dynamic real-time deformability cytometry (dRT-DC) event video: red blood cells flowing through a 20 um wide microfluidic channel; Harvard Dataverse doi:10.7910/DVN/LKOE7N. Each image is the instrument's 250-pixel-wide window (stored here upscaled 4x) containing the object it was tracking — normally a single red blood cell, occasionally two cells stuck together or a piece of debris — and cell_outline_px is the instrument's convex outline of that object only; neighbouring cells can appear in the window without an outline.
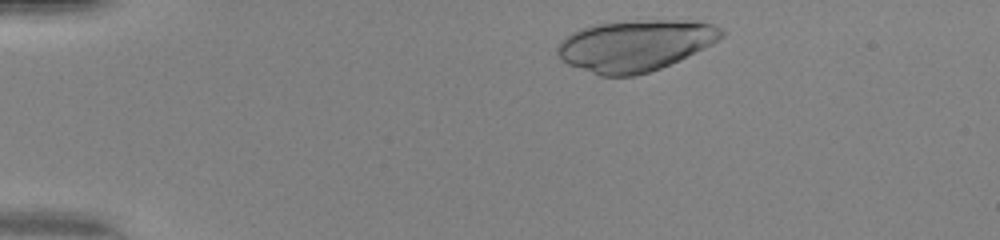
{"species": "human", "species_latin": "Homo sapiens", "temperature_condition": "warm", "stored_images_in_passage": 43, "camera_frame_rate_fps": 3000, "um_per_image_px": 0.085, "donor": {"sex": "female"}, "frame": {"image": 1, "passage_image": 3, "time_ms": 0.667, "image_size_px": [1000, 240], "cell_outline_px": [[724, 36], [720, 40], [704, 48], [660, 68], [636, 76], [600, 76], [568, 64], [560, 60], [556, 52], [556, 48], [560, 40], [572, 32], [580, 28], [600, 24], [652, 20], [700, 20], [724, 28]], "centroid_in_image_um": [54.0, 3.86], "position_along_channel_um": 31.0, "area_um2": 49.01}}
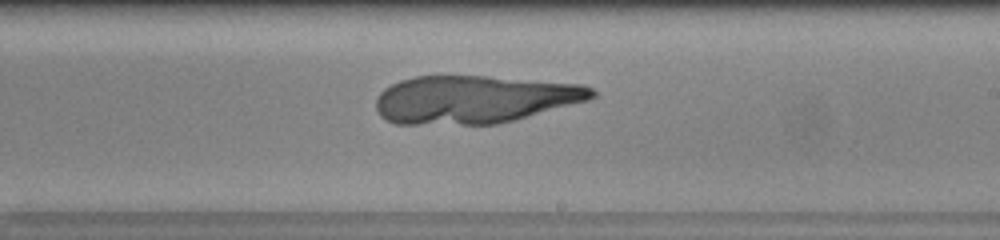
{"frame": {"image": 2, "passage_image": 24, "time_ms": 7.667, "image_size_px": [1000, 240], "cell_outline_px": [[596, 96], [588, 100], [512, 120], [496, 124], [396, 124], [380, 116], [376, 108], [376, 100], [380, 92], [384, 88], [400, 80], [416, 76], [488, 76], [584, 84], [592, 88], [596, 92]], "centroid_in_image_um": [40.3, 8.44], "position_along_channel_um": 248.7, "area_um2": 60.17}}
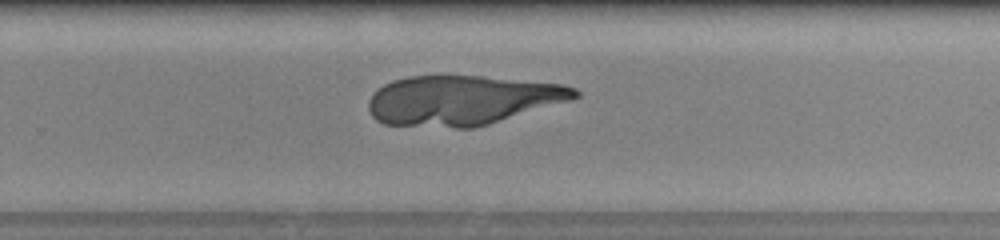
{"frame": {"image": 3, "passage_image": 27, "time_ms": 8.667, "image_size_px": [1000, 240], "cell_outline_px": [[580, 96], [568, 100], [476, 128], [456, 128], [384, 124], [376, 120], [372, 116], [368, 108], [368, 100], [384, 84], [392, 80], [412, 76], [480, 76], [564, 84], [576, 88], [580, 92]], "centroid_in_image_um": [39.27, 8.52], "position_along_channel_um": 290.5, "area_um2": 59.42}}